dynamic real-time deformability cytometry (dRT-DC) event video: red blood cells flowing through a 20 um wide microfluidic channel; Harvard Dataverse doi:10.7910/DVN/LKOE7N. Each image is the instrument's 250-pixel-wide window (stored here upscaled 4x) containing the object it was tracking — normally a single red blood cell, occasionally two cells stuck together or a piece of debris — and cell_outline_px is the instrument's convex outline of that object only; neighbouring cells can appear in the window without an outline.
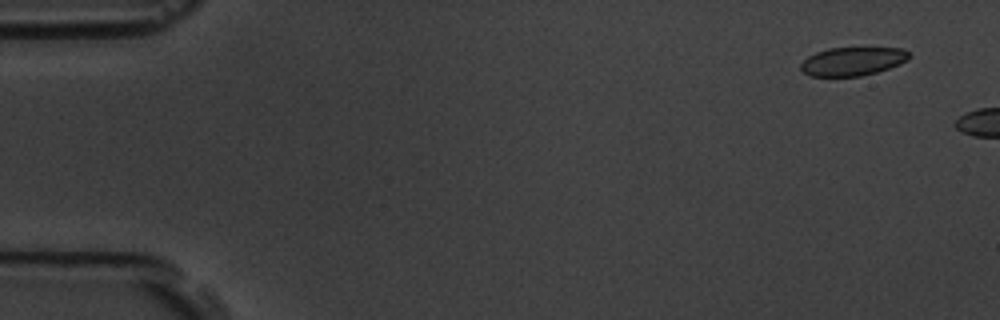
{"species": "common noctule bat (a hibernating species)", "species_latin": "Nyctalus noctula", "temperature_condition": "room temperature", "stored_images_in_passage": 3, "camera_frame_rate_fps": 3000, "um_per_image_px": 0.085, "animal": {"sex": "male", "body_mass_g": 19.5, "forearm_length_mm": 54.6}, "frame": {"image": 1, "passage_image": 1, "time_ms": 0.0, "image_size_px": [1000, 320], "cell_outline_px": [[908, 60], [900, 64], [876, 72], [860, 76], [812, 76], [804, 72], [800, 68], [800, 64], [808, 56], [816, 52], [828, 48], [900, 48], [908, 52]], "centroid_in_image_um": [72.45, 5.21], "position_along_channel_um": 12.6, "area_um2": 17.8}}